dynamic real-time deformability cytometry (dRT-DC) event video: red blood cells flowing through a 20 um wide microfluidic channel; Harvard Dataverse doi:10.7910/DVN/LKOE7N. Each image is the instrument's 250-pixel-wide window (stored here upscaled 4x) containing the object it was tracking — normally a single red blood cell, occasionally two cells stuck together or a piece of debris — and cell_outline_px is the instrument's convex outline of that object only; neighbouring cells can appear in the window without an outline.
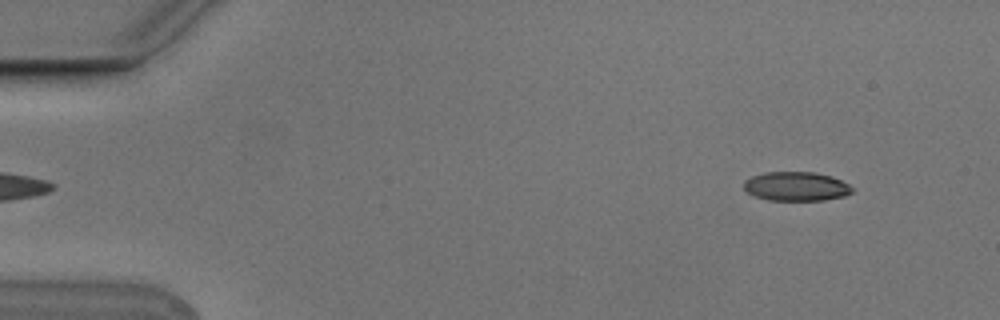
{"species": "Egyptian fruit bat (a non-hibernating species)", "species_latin": "Rousettus aegyptiacus", "temperature_condition": "cold", "stored_images_in_passage": 5, "segment_of_instrument_passage": [1, 2], "camera_frame_rate_fps": 3000, "um_per_image_px": 0.085, "animal": {"sex": "male"}, "frame": {"image": 1, "passage_image": 1, "time_ms": 0.0, "image_size_px": [1000, 320], "cell_outline_px": [[852, 192], [844, 196], [824, 200], [768, 200], [756, 196], [748, 192], [744, 188], [744, 180], [752, 176], [764, 172], [812, 172], [832, 176], [848, 184], [852, 188]], "centroid_in_image_um": [67.67, 15.84], "position_along_channel_um": 17.3, "area_um2": 18.26}}
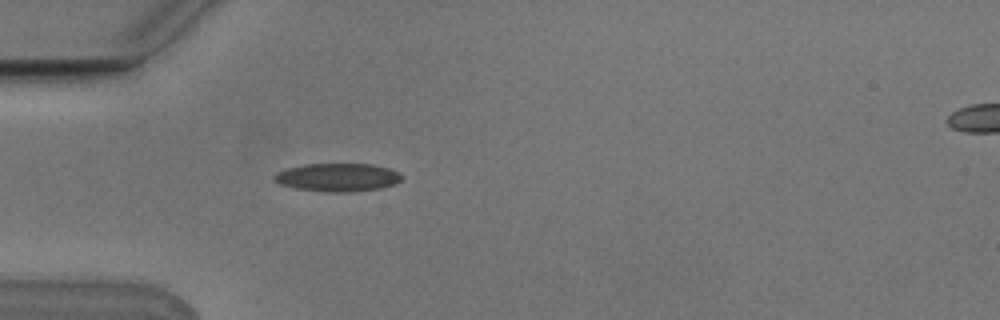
{"frame": {"image": 2, "passage_image": 4, "time_ms": 1.0, "image_size_px": [1000, 320], "cell_outline_px": [[404, 176], [396, 184], [380, 188], [352, 192], [328, 192], [296, 188], [280, 184], [272, 180], [272, 176], [276, 172], [288, 168], [304, 164], [372, 164], [388, 168], [400, 172]], "centroid_in_image_um": [28.71, 15.07], "position_along_channel_um": 56.3, "area_um2": 21.1}}